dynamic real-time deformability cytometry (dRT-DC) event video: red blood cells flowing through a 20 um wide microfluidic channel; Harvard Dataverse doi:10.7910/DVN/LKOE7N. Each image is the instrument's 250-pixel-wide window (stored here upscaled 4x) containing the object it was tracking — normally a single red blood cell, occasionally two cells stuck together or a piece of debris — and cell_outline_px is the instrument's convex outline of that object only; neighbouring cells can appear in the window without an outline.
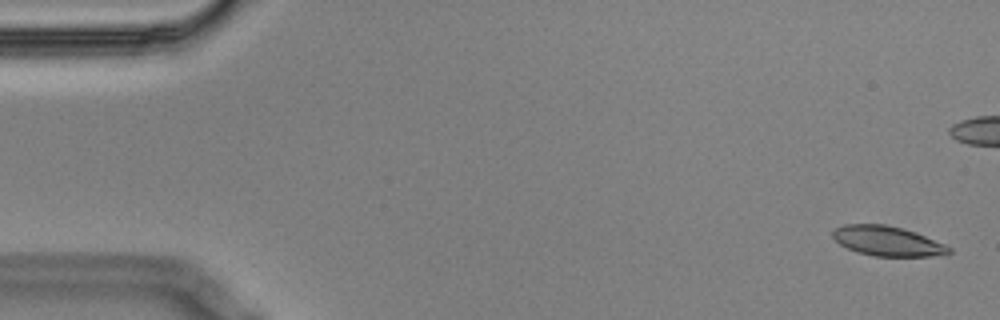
{"species": "Egyptian fruit bat (a non-hibernating species)", "species_latin": "Rousettus aegyptiacus", "temperature_condition": "cold", "stored_images_in_passage": 6, "camera_frame_rate_fps": 3000, "um_per_image_px": 0.085, "animal": {"sex": "male"}, "frame": {"image": 1, "passage_image": 1, "time_ms": 0.0, "image_size_px": [1000, 320], "cell_outline_px": [[952, 252], [948, 256], [872, 256], [856, 252], [840, 244], [832, 236], [832, 232], [836, 228], [844, 224], [884, 224], [916, 232], [944, 244], [952, 248]], "centroid_in_image_um": [75.47, 20.5], "position_along_channel_um": 9.5, "area_um2": 20.29}}
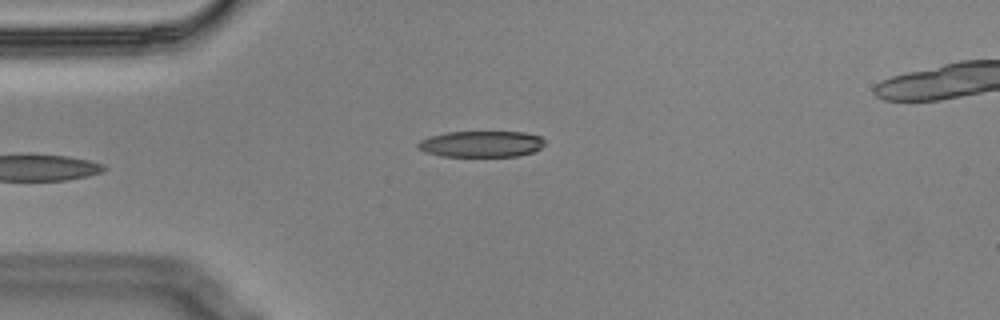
{"frame": {"image": 2, "passage_image": 6, "time_ms": 1.667, "image_size_px": [1000, 320], "cell_outline_px": [[544, 144], [540, 148], [532, 152], [520, 156], [440, 156], [424, 152], [416, 148], [416, 144], [420, 140], [428, 136], [444, 132], [524, 132], [540, 136], [544, 140]], "centroid_in_image_um": [40.85, 12.24], "position_along_channel_um": 44.1, "area_um2": 19.54}}